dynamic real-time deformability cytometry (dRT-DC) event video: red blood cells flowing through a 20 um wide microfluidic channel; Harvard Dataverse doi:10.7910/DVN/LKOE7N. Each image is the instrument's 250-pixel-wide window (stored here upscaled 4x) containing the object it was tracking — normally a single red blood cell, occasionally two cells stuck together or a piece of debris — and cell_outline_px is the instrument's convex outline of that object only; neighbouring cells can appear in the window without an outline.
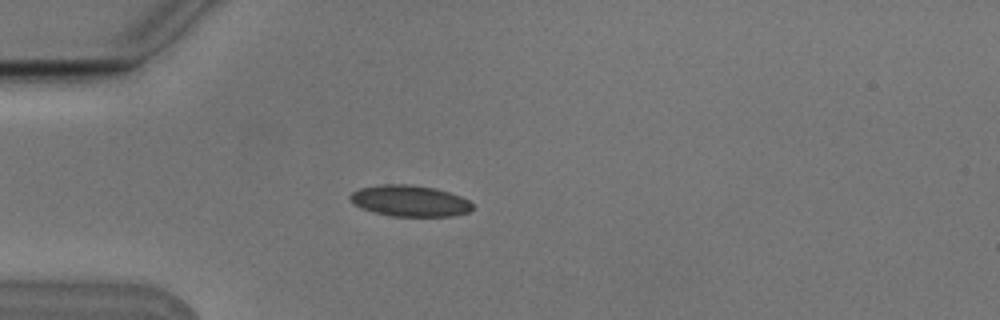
{"species": "Egyptian fruit bat (a non-hibernating species)", "species_latin": "Rousettus aegyptiacus", "temperature_condition": "cold", "stored_images_in_passage": 3, "camera_frame_rate_fps": 3000, "um_per_image_px": 0.085, "animal": {"sex": "male"}, "frame": {"image": 1, "passage_image": 2, "time_ms": 0.333, "image_size_px": [1000, 320], "cell_outline_px": [[472, 208], [468, 212], [452, 216], [392, 216], [372, 212], [352, 204], [348, 196], [352, 192], [360, 188], [376, 184], [408, 184], [436, 188], [460, 196], [468, 200], [472, 204]], "centroid_in_image_um": [34.78, 17.06], "position_along_channel_um": 50.2, "area_um2": 22.37}}